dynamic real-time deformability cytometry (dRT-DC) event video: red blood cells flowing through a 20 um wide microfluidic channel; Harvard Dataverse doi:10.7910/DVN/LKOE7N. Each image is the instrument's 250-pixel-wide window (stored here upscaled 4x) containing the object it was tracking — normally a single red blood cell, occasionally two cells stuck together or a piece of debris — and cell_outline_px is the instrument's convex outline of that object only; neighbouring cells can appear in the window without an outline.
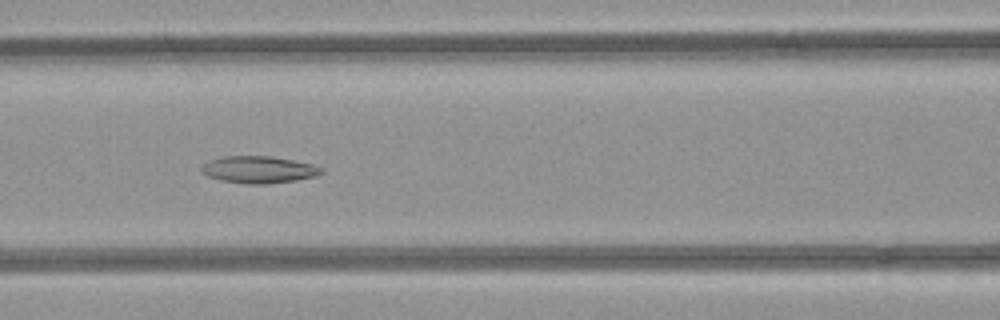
{"species": "common noctule bat (a hibernating species)", "species_latin": "Nyctalus noctula", "temperature_condition": "room temperature", "stored_images_in_passage": 37, "camera_frame_rate_fps": 3000, "um_per_image_px": 0.085, "animal": {"sex": "female", "body_mass_g": 21.9}, "frame": {"image": 1, "passage_image": 8, "time_ms": 2.333, "image_size_px": [1000, 320], "cell_outline_px": [[324, 172], [316, 176], [296, 180], [268, 184], [244, 184], [220, 180], [208, 176], [200, 172], [200, 168], [204, 164], [212, 160], [224, 156], [272, 156], [312, 164], [324, 168]], "centroid_in_image_um": [22.01, 14.43], "position_along_channel_um": 144.6, "area_um2": 18.96}}
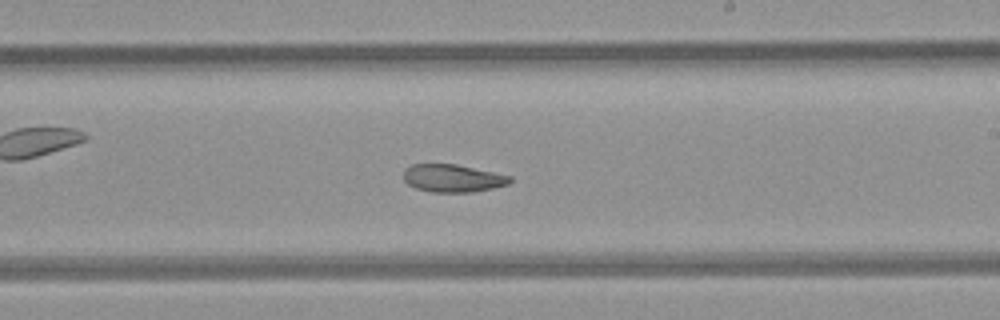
{"frame": {"image": 2, "passage_image": 16, "time_ms": 5.0, "image_size_px": [1000, 320], "cell_outline_px": [[512, 180], [508, 184], [492, 188], [472, 192], [432, 192], [416, 188], [408, 184], [404, 180], [404, 168], [412, 164], [456, 164], [512, 176]], "centroid_in_image_um": [38.47, 15.14], "position_along_channel_um": 250.5, "area_um2": 17.17}}
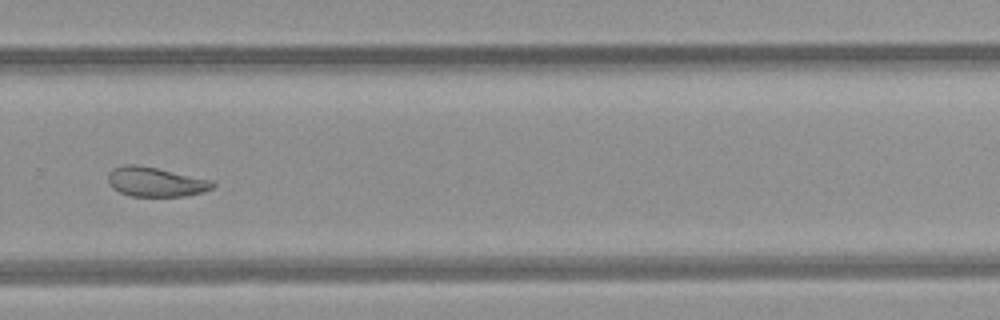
{"frame": {"image": 3, "passage_image": 21, "time_ms": 6.667, "image_size_px": [1000, 320], "cell_outline_px": [[216, 184], [212, 188], [204, 192], [184, 196], [132, 196], [120, 192], [112, 188], [108, 184], [108, 172], [112, 168], [124, 164], [136, 164], [156, 168], [212, 180]], "centroid_in_image_um": [13.2, 15.45], "position_along_channel_um": 316.6, "area_um2": 18.03}, "authors_computed_cell_mechanics": {"area_um2": 18.9584, "velocity_mm_per_s": 3.9765, "shape_relaxation_time_tau1_ms": null, "shape_relaxation_time_tau2_ms": 7.0261, "deformation_change_tau1": null, "deformation_change_tau2": 0.136}}